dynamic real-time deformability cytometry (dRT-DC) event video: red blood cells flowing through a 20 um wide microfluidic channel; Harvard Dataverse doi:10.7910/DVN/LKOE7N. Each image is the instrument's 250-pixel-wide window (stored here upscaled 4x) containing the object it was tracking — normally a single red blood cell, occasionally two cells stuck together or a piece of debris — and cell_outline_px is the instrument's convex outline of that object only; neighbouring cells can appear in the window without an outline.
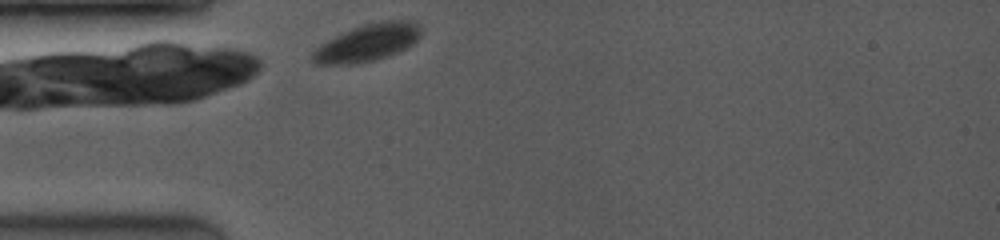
{"species": "common noctule bat (a hibernating species)", "species_latin": "Nyctalus noctula", "temperature_condition": "room temperature", "stored_images_in_passage": 35, "camera_frame_rate_fps": 3500, "um_per_image_px": 0.085, "animal": {"sex": "female", "body_mass_g": 19.0, "forearm_length_mm": 53.3}, "frame": {"image": 1, "passage_image": 1, "time_ms": 0.0, "image_size_px": [1000, 240], "cell_outline_px": [[420, 36], [408, 48], [372, 60], [356, 64], [316, 64], [312, 60], [312, 52], [320, 44], [352, 28], [364, 24], [384, 20], [408, 20], [420, 24]], "centroid_in_image_um": [31.24, 3.62], "position_along_channel_um": 53.8, "area_um2": 23.24}}
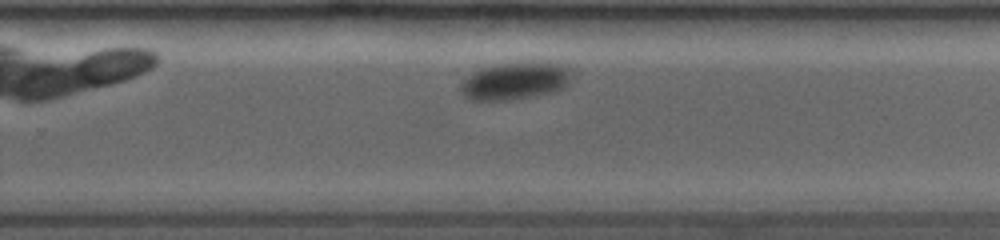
{"frame": {"image": 2, "passage_image": 24, "time_ms": 6.857, "image_size_px": [1000, 240], "cell_outline_px": [[572, 76], [564, 88], [556, 92], [508, 100], [472, 100], [460, 88], [464, 80], [468, 76], [484, 68], [504, 64], [548, 60], [564, 64], [568, 68]], "centroid_in_image_um": [43.91, 6.86], "position_along_channel_um": 285.9, "area_um2": 23.99}}
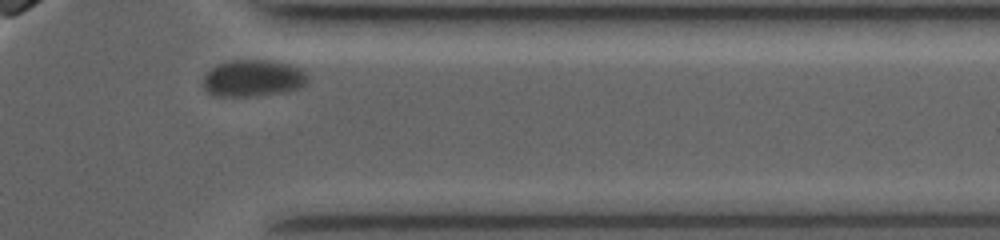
{"frame": {"image": 3, "passage_image": 33, "time_ms": 9.714, "image_size_px": [1000, 240], "cell_outline_px": [[308, 80], [304, 84], [296, 88], [284, 92], [256, 96], [212, 96], [200, 84], [204, 76], [216, 64], [232, 60], [256, 60], [288, 64], [300, 68], [308, 76]], "centroid_in_image_um": [21.44, 6.66], "position_along_channel_um": 390.0, "area_um2": 22.31}}